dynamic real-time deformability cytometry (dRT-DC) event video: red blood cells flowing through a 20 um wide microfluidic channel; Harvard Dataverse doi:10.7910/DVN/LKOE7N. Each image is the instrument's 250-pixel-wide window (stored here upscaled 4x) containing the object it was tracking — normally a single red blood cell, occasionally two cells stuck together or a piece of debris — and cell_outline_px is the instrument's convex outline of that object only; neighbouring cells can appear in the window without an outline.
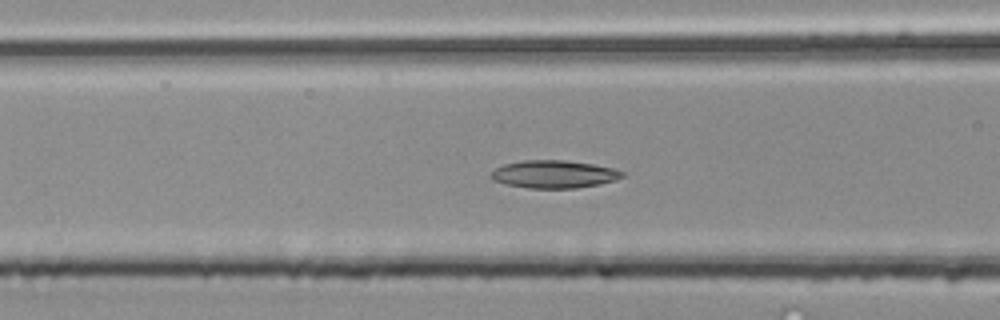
{"species": "common noctule bat (a hibernating species)", "species_latin": "Nyctalus noctula", "temperature_condition": "room temperature", "stored_images_in_passage": 51, "camera_frame_rate_fps": 3000, "um_per_image_px": 0.085, "animal": {"sex": "male", "body_mass_g": 20.4}, "frame": {"image": 1, "passage_image": 20, "time_ms": 6.333, "image_size_px": [1000, 320], "cell_outline_px": [[624, 176], [616, 180], [600, 184], [576, 188], [528, 188], [504, 184], [492, 180], [492, 172], [496, 168], [504, 164], [520, 160], [564, 160], [592, 164], [612, 168], [624, 172]], "centroid_in_image_um": [47.08, 14.81], "position_along_channel_um": 119.5, "area_um2": 21.21}}
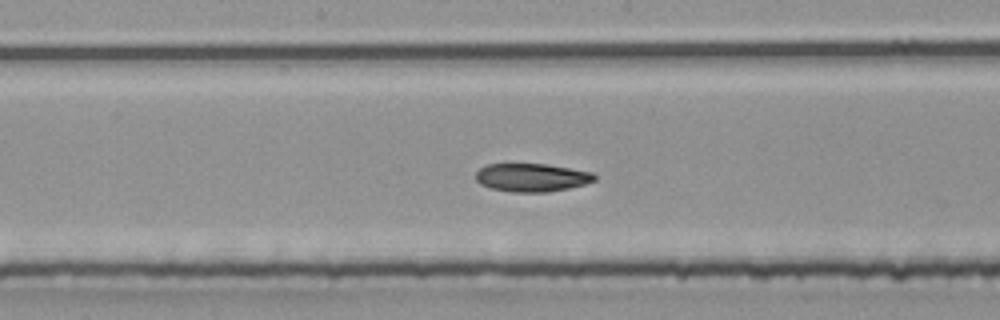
{"frame": {"image": 2, "passage_image": 26, "time_ms": 8.333, "image_size_px": [1000, 320], "cell_outline_px": [[596, 180], [584, 184], [568, 188], [548, 192], [512, 192], [488, 188], [480, 184], [476, 180], [476, 172], [480, 168], [488, 164], [548, 164], [592, 172], [596, 176]], "centroid_in_image_um": [45.18, 15.09], "position_along_channel_um": 203.0, "area_um2": 19.59}}
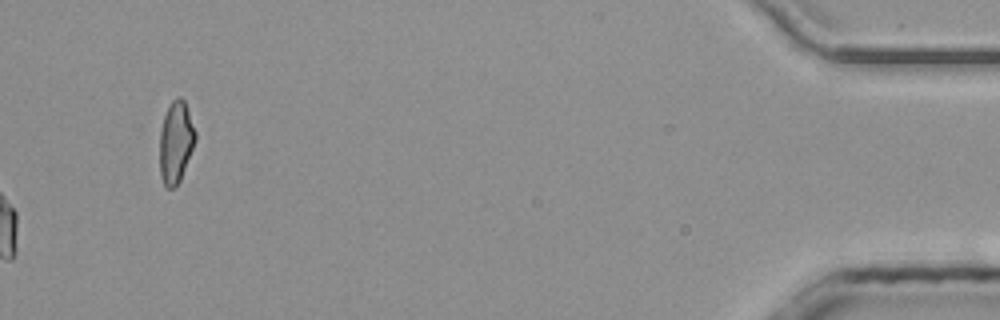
{"frame": {"image": 3, "passage_image": 51, "time_ms": 16.667, "image_size_px": [1000, 320], "cell_outline_px": [[196, 140], [180, 180], [176, 188], [168, 188], [164, 184], [160, 176], [160, 132], [164, 116], [172, 100], [176, 96], [180, 96], [184, 100], [196, 132]], "centroid_in_image_um": [14.94, 12.09], "position_along_channel_um": 420.3, "area_um2": 16.94}, "authors_computed_cell_mechanics": {"area_um2": 20.4034, "velocity_mm_per_s": 4.1707, "shape_relaxation_time_tau1_ms": null, "shape_relaxation_time_tau2_ms": 8.7587, "deformation_change_tau1": null, "deformation_change_tau2": 0.1419}}